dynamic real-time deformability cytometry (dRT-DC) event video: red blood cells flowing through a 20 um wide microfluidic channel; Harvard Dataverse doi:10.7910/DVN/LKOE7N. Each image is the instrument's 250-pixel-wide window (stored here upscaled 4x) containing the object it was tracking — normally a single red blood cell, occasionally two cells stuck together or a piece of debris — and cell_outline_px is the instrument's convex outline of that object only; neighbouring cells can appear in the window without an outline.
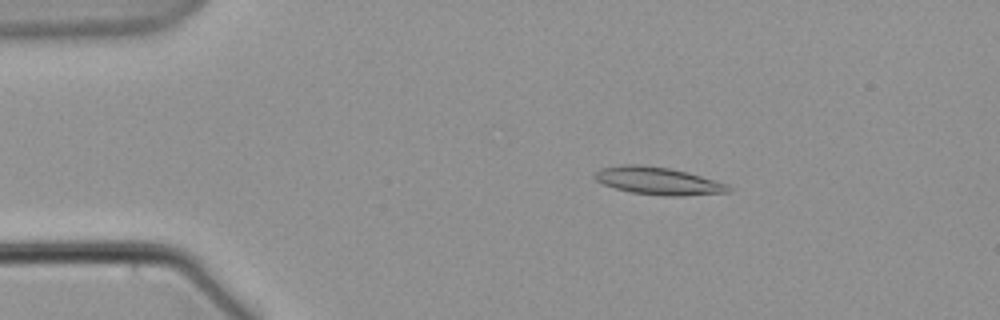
{"species": "common noctule bat (a hibernating species)", "species_latin": "Nyctalus noctula", "temperature_condition": "warm", "stored_images_in_passage": 30, "camera_frame_rate_fps": 3000, "um_per_image_px": 0.085, "animal": {"sex": "male", "body_mass_g": 21.5, "forearm_length_mm": 52.0}, "frame": {"image": 1, "passage_image": 11, "time_ms": 3.333, "image_size_px": [1000, 320], "cell_outline_px": [[732, 188], [728, 192], [684, 196], [664, 196], [632, 192], [616, 188], [604, 184], [596, 180], [592, 176], [600, 168], [624, 164], [640, 164], [668, 168], [700, 176], [728, 184]], "centroid_in_image_um": [55.92, 15.38], "position_along_channel_um": 29.1, "area_um2": 21.27}}
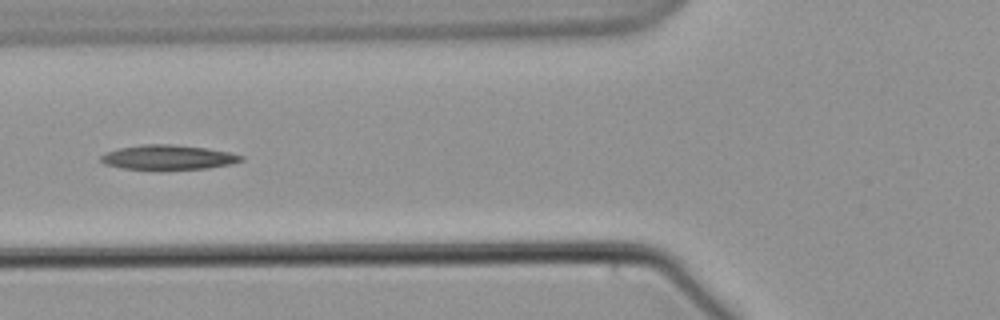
{"frame": {"image": 2, "passage_image": 23, "time_ms": 7.333, "image_size_px": [1000, 320], "cell_outline_px": [[244, 160], [232, 164], [208, 168], [160, 172], [120, 168], [104, 164], [100, 160], [100, 156], [108, 152], [120, 148], [144, 144], [172, 144], [204, 148], [228, 152], [244, 156]], "centroid_in_image_um": [14.28, 13.42], "position_along_channel_um": 111.5, "area_um2": 20.87}}
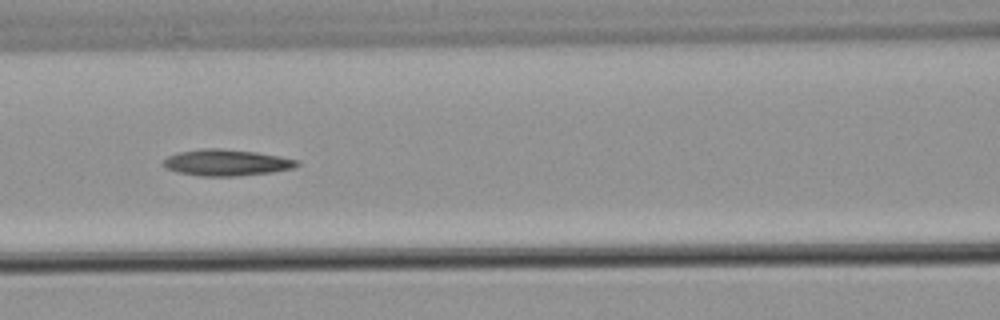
{"frame": {"image": 3, "passage_image": 26, "time_ms": 8.333, "image_size_px": [1000, 320], "cell_outline_px": [[300, 164], [296, 168], [272, 172], [236, 176], [200, 176], [176, 172], [164, 168], [160, 164], [168, 156], [180, 152], [204, 148], [220, 148], [256, 152], [280, 156], [300, 160]], "centroid_in_image_um": [19.26, 13.82], "position_along_channel_um": 147.3, "area_um2": 20.75}}